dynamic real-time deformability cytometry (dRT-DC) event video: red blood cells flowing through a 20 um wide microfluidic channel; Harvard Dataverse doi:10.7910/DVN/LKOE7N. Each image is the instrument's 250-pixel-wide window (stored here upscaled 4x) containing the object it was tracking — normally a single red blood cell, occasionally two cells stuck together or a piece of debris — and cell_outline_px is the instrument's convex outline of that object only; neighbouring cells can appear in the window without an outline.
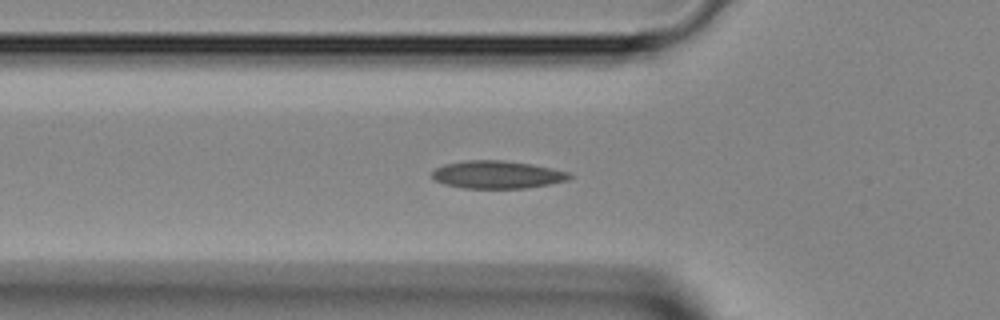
{"species": "Egyptian fruit bat (a non-hibernating species)", "species_latin": "Rousettus aegyptiacus", "temperature_condition": "room temperature", "stored_images_in_passage": 40, "camera_frame_rate_fps": 3000, "um_per_image_px": 0.085, "animal": {"sex": "female"}, "frame": {"image": 1, "passage_image": 13, "time_ms": 4.0, "image_size_px": [1000, 320], "cell_outline_px": [[572, 176], [568, 180], [548, 184], [524, 188], [464, 188], [444, 184], [436, 180], [432, 176], [432, 172], [436, 168], [444, 164], [464, 160], [504, 160], [532, 164], [552, 168], [568, 172]], "centroid_in_image_um": [42.25, 14.83], "position_along_channel_um": 83.5, "area_um2": 22.14}}
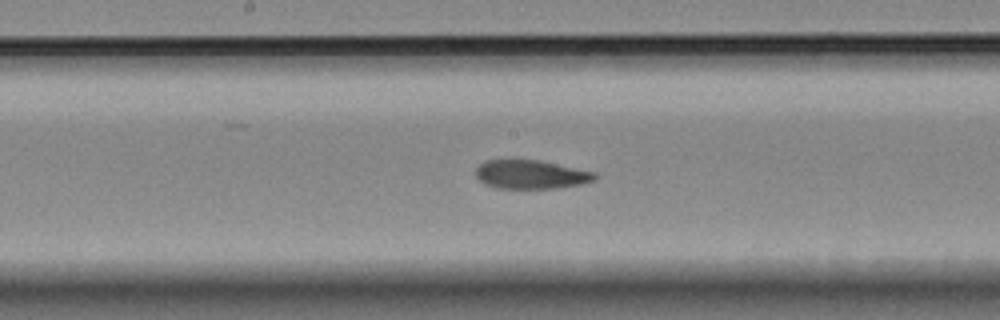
{"frame": {"image": 2, "passage_image": 21, "time_ms": 6.667, "image_size_px": [1000, 320], "cell_outline_px": [[596, 180], [580, 184], [556, 188], [496, 188], [484, 184], [476, 176], [476, 168], [484, 160], [540, 160], [596, 172]], "centroid_in_image_um": [45.13, 14.83], "position_along_channel_um": 203.1, "area_um2": 19.94}}
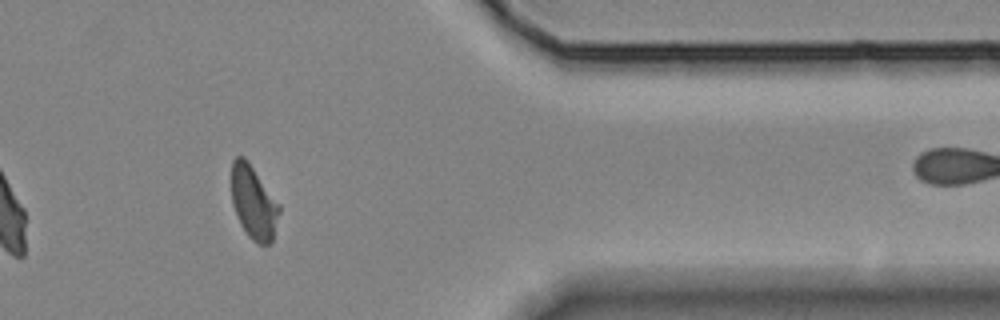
{"frame": {"image": 3, "passage_image": 35, "time_ms": 11.333, "image_size_px": [1000, 320], "cell_outline_px": [[280, 212], [272, 244], [260, 244], [252, 240], [248, 236], [240, 224], [232, 204], [232, 160], [236, 156], [244, 156], [248, 160], [280, 204]], "centroid_in_image_um": [21.57, 17.21], "position_along_channel_um": 389.8, "area_um2": 20.63}}